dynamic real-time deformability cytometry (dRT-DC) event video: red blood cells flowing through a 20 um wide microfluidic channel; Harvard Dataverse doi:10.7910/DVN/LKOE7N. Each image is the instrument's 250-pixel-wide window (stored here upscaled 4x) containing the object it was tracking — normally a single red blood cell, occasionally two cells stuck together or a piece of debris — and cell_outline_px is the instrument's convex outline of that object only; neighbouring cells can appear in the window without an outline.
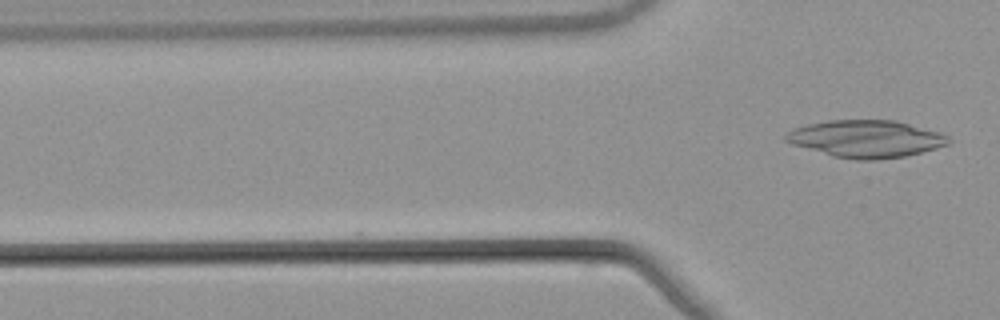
{"species": "common noctule bat (a hibernating species)", "species_latin": "Nyctalus noctula", "temperature_condition": "warm", "stored_images_in_passage": 5, "camera_frame_rate_fps": 3000, "um_per_image_px": 0.085, "animal": {"sex": "male", "body_mass_g": 21.5, "forearm_length_mm": 52.0}, "frame": {"image": 1, "passage_image": 5, "time_ms": 1.333, "image_size_px": [1000, 320], "cell_outline_px": [[952, 140], [948, 144], [936, 148], [904, 156], [876, 160], [856, 160], [832, 156], [792, 144], [784, 140], [784, 136], [788, 132], [796, 128], [808, 124], [828, 120], [896, 120], [940, 132], [948, 136]], "centroid_in_image_um": [73.62, 11.8], "position_along_channel_um": 52.2, "area_um2": 35.26}}